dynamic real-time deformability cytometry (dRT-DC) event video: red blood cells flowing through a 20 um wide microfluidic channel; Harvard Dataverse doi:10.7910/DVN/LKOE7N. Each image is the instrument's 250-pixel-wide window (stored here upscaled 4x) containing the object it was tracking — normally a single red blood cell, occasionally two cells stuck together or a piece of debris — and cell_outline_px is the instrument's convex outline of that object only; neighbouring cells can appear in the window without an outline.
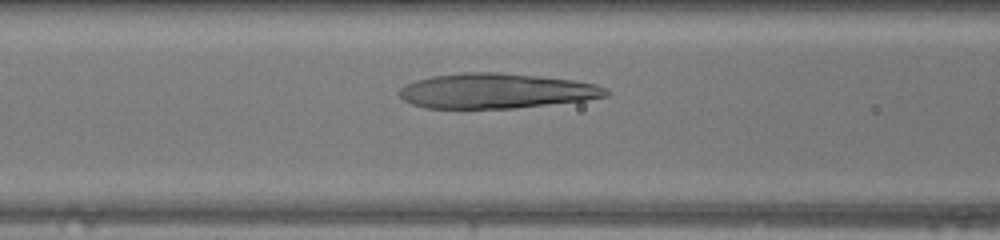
{"species": "human", "species_latin": "Homo sapiens", "temperature_condition": "warm", "stored_images_in_passage": 28, "camera_frame_rate_fps": 3000, "um_per_image_px": 0.085, "donor": {"sex": "female"}, "frame": {"image": 1, "passage_image": 8, "time_ms": 2.333, "image_size_px": [1000, 240], "cell_outline_px": [[608, 96], [584, 100], [516, 108], [424, 108], [412, 104], [404, 100], [400, 96], [400, 88], [416, 80], [432, 76], [460, 72], [500, 72], [540, 76], [572, 80], [596, 84], [604, 88], [608, 92]], "centroid_in_image_um": [42.16, 7.72], "position_along_channel_um": 124.4, "area_um2": 42.08}}
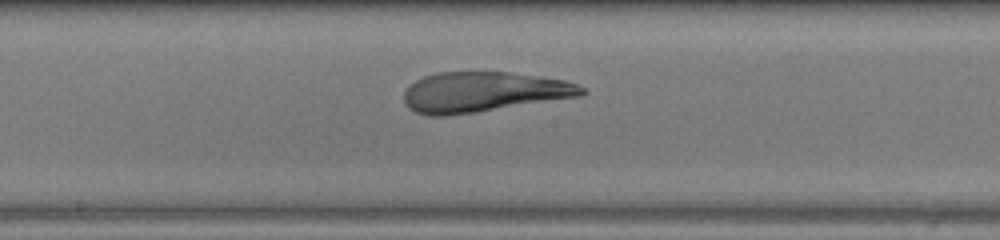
{"frame": {"image": 2, "passage_image": 14, "time_ms": 4.333, "image_size_px": [1000, 240], "cell_outline_px": [[588, 92], [580, 96], [476, 112], [444, 116], [428, 116], [416, 112], [408, 108], [404, 104], [404, 92], [408, 84], [424, 76], [436, 72], [508, 72], [564, 80], [576, 84], [584, 88]], "centroid_in_image_um": [41.03, 7.82], "position_along_channel_um": 207.2, "area_um2": 41.56}}
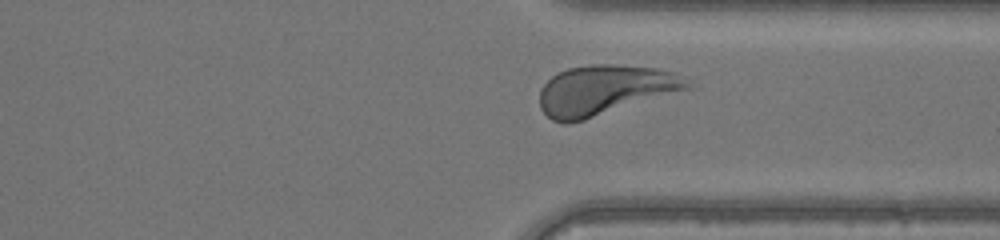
{"frame": {"image": 3, "passage_image": 25, "time_ms": 8.0, "image_size_px": [1000, 240], "cell_outline_px": [[692, 88], [584, 120], [568, 124], [564, 124], [552, 120], [540, 108], [540, 88], [552, 76], [568, 68], [592, 64], [616, 64], [656, 68], [672, 72], [688, 84]], "centroid_in_image_um": [51.34, 7.67], "position_along_channel_um": 360.1, "area_um2": 42.66}, "authors_computed_cell_mechanics": {"area_um2": 42.2229, "velocity_mm_per_s": 4.1416, "shape_relaxation_time_tau1_ms": 5.9731, "shape_relaxation_time_tau2_ms": 1.0285, "deformation_change_tau1": 0.3051, "deformation_change_tau2": 0.1028}}